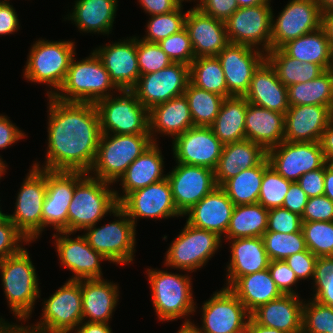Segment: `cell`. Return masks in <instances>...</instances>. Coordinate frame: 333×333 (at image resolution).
Listing matches in <instances>:
<instances>
[{"instance_id": "6da1fadb", "label": "cell", "mask_w": 333, "mask_h": 333, "mask_svg": "<svg viewBox=\"0 0 333 333\" xmlns=\"http://www.w3.org/2000/svg\"><path fill=\"white\" fill-rule=\"evenodd\" d=\"M47 98L46 158L43 165L37 161L33 165L49 171L89 173L102 134L95 103Z\"/></svg>"}, {"instance_id": "7a4b0ae2", "label": "cell", "mask_w": 333, "mask_h": 333, "mask_svg": "<svg viewBox=\"0 0 333 333\" xmlns=\"http://www.w3.org/2000/svg\"><path fill=\"white\" fill-rule=\"evenodd\" d=\"M31 255L25 246L16 254L0 261V277L8 308L19 321L28 322L32 317L36 300L41 299L39 278Z\"/></svg>"}, {"instance_id": "3957f363", "label": "cell", "mask_w": 333, "mask_h": 333, "mask_svg": "<svg viewBox=\"0 0 333 333\" xmlns=\"http://www.w3.org/2000/svg\"><path fill=\"white\" fill-rule=\"evenodd\" d=\"M167 270V268L165 271L150 267L146 270L155 315L158 321L164 323L185 317L183 323H191L190 315H195L194 312H197L198 307L193 297L190 272L185 271L183 275Z\"/></svg>"}, {"instance_id": "277c9868", "label": "cell", "mask_w": 333, "mask_h": 333, "mask_svg": "<svg viewBox=\"0 0 333 333\" xmlns=\"http://www.w3.org/2000/svg\"><path fill=\"white\" fill-rule=\"evenodd\" d=\"M24 65L23 76L27 82L45 84L47 96H53L62 86L73 57L76 43L70 40L52 41L38 39L33 42Z\"/></svg>"}, {"instance_id": "5b68a950", "label": "cell", "mask_w": 333, "mask_h": 333, "mask_svg": "<svg viewBox=\"0 0 333 333\" xmlns=\"http://www.w3.org/2000/svg\"><path fill=\"white\" fill-rule=\"evenodd\" d=\"M76 60L73 57L65 80L53 95L54 98L64 102L96 103L102 98L119 92L93 50L88 57Z\"/></svg>"}, {"instance_id": "8992f818", "label": "cell", "mask_w": 333, "mask_h": 333, "mask_svg": "<svg viewBox=\"0 0 333 333\" xmlns=\"http://www.w3.org/2000/svg\"><path fill=\"white\" fill-rule=\"evenodd\" d=\"M112 183L85 173L75 184L72 201L68 207V232L76 233L98 226L106 215L118 206Z\"/></svg>"}, {"instance_id": "52a82bcc", "label": "cell", "mask_w": 333, "mask_h": 333, "mask_svg": "<svg viewBox=\"0 0 333 333\" xmlns=\"http://www.w3.org/2000/svg\"><path fill=\"white\" fill-rule=\"evenodd\" d=\"M150 134L102 133L97 156L89 174L100 180L117 184V181L152 144Z\"/></svg>"}, {"instance_id": "ba28073f", "label": "cell", "mask_w": 333, "mask_h": 333, "mask_svg": "<svg viewBox=\"0 0 333 333\" xmlns=\"http://www.w3.org/2000/svg\"><path fill=\"white\" fill-rule=\"evenodd\" d=\"M67 280L42 300L40 321L32 325L21 322V333H71L83 321L80 280Z\"/></svg>"}, {"instance_id": "9c48e42d", "label": "cell", "mask_w": 333, "mask_h": 333, "mask_svg": "<svg viewBox=\"0 0 333 333\" xmlns=\"http://www.w3.org/2000/svg\"><path fill=\"white\" fill-rule=\"evenodd\" d=\"M111 214L115 218L105 225L86 228L83 235L89 245L110 263L129 265L135 259L136 226L118 205Z\"/></svg>"}, {"instance_id": "30bf717a", "label": "cell", "mask_w": 333, "mask_h": 333, "mask_svg": "<svg viewBox=\"0 0 333 333\" xmlns=\"http://www.w3.org/2000/svg\"><path fill=\"white\" fill-rule=\"evenodd\" d=\"M223 238L217 233L194 227L187 222L170 243L164 266L174 270L196 272L222 248ZM176 268V269H175Z\"/></svg>"}, {"instance_id": "8fae6325", "label": "cell", "mask_w": 333, "mask_h": 333, "mask_svg": "<svg viewBox=\"0 0 333 333\" xmlns=\"http://www.w3.org/2000/svg\"><path fill=\"white\" fill-rule=\"evenodd\" d=\"M118 93L95 103L99 113L101 132L149 134V110L139 102L131 90H119Z\"/></svg>"}, {"instance_id": "7c38bea8", "label": "cell", "mask_w": 333, "mask_h": 333, "mask_svg": "<svg viewBox=\"0 0 333 333\" xmlns=\"http://www.w3.org/2000/svg\"><path fill=\"white\" fill-rule=\"evenodd\" d=\"M45 194L46 170L32 164L16 194L14 212L6 214L29 242H35L42 235V206Z\"/></svg>"}, {"instance_id": "4fadbf2b", "label": "cell", "mask_w": 333, "mask_h": 333, "mask_svg": "<svg viewBox=\"0 0 333 333\" xmlns=\"http://www.w3.org/2000/svg\"><path fill=\"white\" fill-rule=\"evenodd\" d=\"M271 2L238 8L226 21L229 43L247 45L265 54L271 50Z\"/></svg>"}, {"instance_id": "5bb4252c", "label": "cell", "mask_w": 333, "mask_h": 333, "mask_svg": "<svg viewBox=\"0 0 333 333\" xmlns=\"http://www.w3.org/2000/svg\"><path fill=\"white\" fill-rule=\"evenodd\" d=\"M273 12L271 50L322 27V12L316 0H290L277 17Z\"/></svg>"}, {"instance_id": "9a60e30c", "label": "cell", "mask_w": 333, "mask_h": 333, "mask_svg": "<svg viewBox=\"0 0 333 333\" xmlns=\"http://www.w3.org/2000/svg\"><path fill=\"white\" fill-rule=\"evenodd\" d=\"M211 295L200 308L202 325L192 322L202 333H237L247 326L250 313L228 287Z\"/></svg>"}, {"instance_id": "2e32d148", "label": "cell", "mask_w": 333, "mask_h": 333, "mask_svg": "<svg viewBox=\"0 0 333 333\" xmlns=\"http://www.w3.org/2000/svg\"><path fill=\"white\" fill-rule=\"evenodd\" d=\"M190 82V66L172 63L157 72L140 75L131 91L148 110L183 95Z\"/></svg>"}, {"instance_id": "e0dca14e", "label": "cell", "mask_w": 333, "mask_h": 333, "mask_svg": "<svg viewBox=\"0 0 333 333\" xmlns=\"http://www.w3.org/2000/svg\"><path fill=\"white\" fill-rule=\"evenodd\" d=\"M270 166L291 182L305 173L322 168L326 163L320 142H288L267 151Z\"/></svg>"}, {"instance_id": "ac0fdd59", "label": "cell", "mask_w": 333, "mask_h": 333, "mask_svg": "<svg viewBox=\"0 0 333 333\" xmlns=\"http://www.w3.org/2000/svg\"><path fill=\"white\" fill-rule=\"evenodd\" d=\"M73 234L76 233L52 234L60 265L73 273L69 280L103 278L101 263L108 260L89 245L84 235L70 237Z\"/></svg>"}, {"instance_id": "d6986e66", "label": "cell", "mask_w": 333, "mask_h": 333, "mask_svg": "<svg viewBox=\"0 0 333 333\" xmlns=\"http://www.w3.org/2000/svg\"><path fill=\"white\" fill-rule=\"evenodd\" d=\"M137 227L140 218L168 219L183 217L177 210L167 178L129 193L118 204Z\"/></svg>"}, {"instance_id": "ffe728a7", "label": "cell", "mask_w": 333, "mask_h": 333, "mask_svg": "<svg viewBox=\"0 0 333 333\" xmlns=\"http://www.w3.org/2000/svg\"><path fill=\"white\" fill-rule=\"evenodd\" d=\"M84 172L46 170V194L42 206V232L47 227L54 232H68V207L75 184Z\"/></svg>"}, {"instance_id": "44dd1931", "label": "cell", "mask_w": 333, "mask_h": 333, "mask_svg": "<svg viewBox=\"0 0 333 333\" xmlns=\"http://www.w3.org/2000/svg\"><path fill=\"white\" fill-rule=\"evenodd\" d=\"M167 179L177 210L183 215L217 187L214 170L195 165L176 163Z\"/></svg>"}, {"instance_id": "7402d4cb", "label": "cell", "mask_w": 333, "mask_h": 333, "mask_svg": "<svg viewBox=\"0 0 333 333\" xmlns=\"http://www.w3.org/2000/svg\"><path fill=\"white\" fill-rule=\"evenodd\" d=\"M172 142L176 163L215 169L224 144L211 127L194 126L177 136Z\"/></svg>"}, {"instance_id": "603a6c76", "label": "cell", "mask_w": 333, "mask_h": 333, "mask_svg": "<svg viewBox=\"0 0 333 333\" xmlns=\"http://www.w3.org/2000/svg\"><path fill=\"white\" fill-rule=\"evenodd\" d=\"M217 58L224 72L228 97L245 96L253 73L266 59V54L247 45L229 43Z\"/></svg>"}, {"instance_id": "cb8c5ba5", "label": "cell", "mask_w": 333, "mask_h": 333, "mask_svg": "<svg viewBox=\"0 0 333 333\" xmlns=\"http://www.w3.org/2000/svg\"><path fill=\"white\" fill-rule=\"evenodd\" d=\"M110 43V44H109ZM93 49L119 90H131L140 77L137 36L109 42Z\"/></svg>"}, {"instance_id": "d4e9b609", "label": "cell", "mask_w": 333, "mask_h": 333, "mask_svg": "<svg viewBox=\"0 0 333 333\" xmlns=\"http://www.w3.org/2000/svg\"><path fill=\"white\" fill-rule=\"evenodd\" d=\"M185 29L195 58L217 56L229 44L225 22L204 14L196 6L187 10Z\"/></svg>"}, {"instance_id": "484cf974", "label": "cell", "mask_w": 333, "mask_h": 333, "mask_svg": "<svg viewBox=\"0 0 333 333\" xmlns=\"http://www.w3.org/2000/svg\"><path fill=\"white\" fill-rule=\"evenodd\" d=\"M332 120L333 111L328 106H289L285 113L284 140L319 142L323 131Z\"/></svg>"}, {"instance_id": "4316f807", "label": "cell", "mask_w": 333, "mask_h": 333, "mask_svg": "<svg viewBox=\"0 0 333 333\" xmlns=\"http://www.w3.org/2000/svg\"><path fill=\"white\" fill-rule=\"evenodd\" d=\"M235 205L221 186L215 187L186 213V222L194 227L217 233L222 238L229 227Z\"/></svg>"}, {"instance_id": "83f0119b", "label": "cell", "mask_w": 333, "mask_h": 333, "mask_svg": "<svg viewBox=\"0 0 333 333\" xmlns=\"http://www.w3.org/2000/svg\"><path fill=\"white\" fill-rule=\"evenodd\" d=\"M83 321L109 323L119 304V284L104 278L81 279Z\"/></svg>"}, {"instance_id": "f1b7e54d", "label": "cell", "mask_w": 333, "mask_h": 333, "mask_svg": "<svg viewBox=\"0 0 333 333\" xmlns=\"http://www.w3.org/2000/svg\"><path fill=\"white\" fill-rule=\"evenodd\" d=\"M229 241L230 259L226 267V285L230 287L239 277L267 269L270 259L262 237L223 239Z\"/></svg>"}, {"instance_id": "f546056e", "label": "cell", "mask_w": 333, "mask_h": 333, "mask_svg": "<svg viewBox=\"0 0 333 333\" xmlns=\"http://www.w3.org/2000/svg\"><path fill=\"white\" fill-rule=\"evenodd\" d=\"M159 144L154 142L146 149L132 164L126 172L117 181L120 182L122 193L115 190V197L118 204L131 192L147 187L151 184L162 181L167 178L164 174V156L162 155Z\"/></svg>"}, {"instance_id": "4dcf8cb0", "label": "cell", "mask_w": 333, "mask_h": 333, "mask_svg": "<svg viewBox=\"0 0 333 333\" xmlns=\"http://www.w3.org/2000/svg\"><path fill=\"white\" fill-rule=\"evenodd\" d=\"M244 97L249 103L271 111L285 114L289 109L287 87L279 80L266 59L254 71Z\"/></svg>"}, {"instance_id": "1f68e13d", "label": "cell", "mask_w": 333, "mask_h": 333, "mask_svg": "<svg viewBox=\"0 0 333 333\" xmlns=\"http://www.w3.org/2000/svg\"><path fill=\"white\" fill-rule=\"evenodd\" d=\"M192 127H194V123L184 94L149 110V134L153 142H158V134L160 137L168 135L173 141Z\"/></svg>"}, {"instance_id": "d6a6232c", "label": "cell", "mask_w": 333, "mask_h": 333, "mask_svg": "<svg viewBox=\"0 0 333 333\" xmlns=\"http://www.w3.org/2000/svg\"><path fill=\"white\" fill-rule=\"evenodd\" d=\"M304 300L300 296L282 295L259 306L250 316L265 327L286 333H302Z\"/></svg>"}, {"instance_id": "836d02e7", "label": "cell", "mask_w": 333, "mask_h": 333, "mask_svg": "<svg viewBox=\"0 0 333 333\" xmlns=\"http://www.w3.org/2000/svg\"><path fill=\"white\" fill-rule=\"evenodd\" d=\"M118 0H75L73 9L66 15L78 31L83 33L109 35L118 10Z\"/></svg>"}, {"instance_id": "e575fe53", "label": "cell", "mask_w": 333, "mask_h": 333, "mask_svg": "<svg viewBox=\"0 0 333 333\" xmlns=\"http://www.w3.org/2000/svg\"><path fill=\"white\" fill-rule=\"evenodd\" d=\"M267 157V151L248 139L224 145L222 154L214 169L217 186H222L241 170L259 165Z\"/></svg>"}, {"instance_id": "d590c367", "label": "cell", "mask_w": 333, "mask_h": 333, "mask_svg": "<svg viewBox=\"0 0 333 333\" xmlns=\"http://www.w3.org/2000/svg\"><path fill=\"white\" fill-rule=\"evenodd\" d=\"M285 114L271 111L248 102L245 117L246 139L266 151L284 141Z\"/></svg>"}, {"instance_id": "8d00e7d4", "label": "cell", "mask_w": 333, "mask_h": 333, "mask_svg": "<svg viewBox=\"0 0 333 333\" xmlns=\"http://www.w3.org/2000/svg\"><path fill=\"white\" fill-rule=\"evenodd\" d=\"M229 289L244 304L250 314L259 306L283 295L272 279L268 268L239 277Z\"/></svg>"}, {"instance_id": "74e56055", "label": "cell", "mask_w": 333, "mask_h": 333, "mask_svg": "<svg viewBox=\"0 0 333 333\" xmlns=\"http://www.w3.org/2000/svg\"><path fill=\"white\" fill-rule=\"evenodd\" d=\"M281 49L302 63H315L325 70L333 69V51L323 27L290 40Z\"/></svg>"}, {"instance_id": "f35d334b", "label": "cell", "mask_w": 333, "mask_h": 333, "mask_svg": "<svg viewBox=\"0 0 333 333\" xmlns=\"http://www.w3.org/2000/svg\"><path fill=\"white\" fill-rule=\"evenodd\" d=\"M247 105L248 101L244 96H230L223 99L219 113L210 127L224 145L246 139Z\"/></svg>"}, {"instance_id": "ab89813d", "label": "cell", "mask_w": 333, "mask_h": 333, "mask_svg": "<svg viewBox=\"0 0 333 333\" xmlns=\"http://www.w3.org/2000/svg\"><path fill=\"white\" fill-rule=\"evenodd\" d=\"M266 60L274 68L279 80L286 86L311 81L326 70L318 64L301 62L288 56L281 48L266 53Z\"/></svg>"}, {"instance_id": "60d3db41", "label": "cell", "mask_w": 333, "mask_h": 333, "mask_svg": "<svg viewBox=\"0 0 333 333\" xmlns=\"http://www.w3.org/2000/svg\"><path fill=\"white\" fill-rule=\"evenodd\" d=\"M289 106L323 105L333 111V69L311 81L287 87Z\"/></svg>"}, {"instance_id": "b9f144b4", "label": "cell", "mask_w": 333, "mask_h": 333, "mask_svg": "<svg viewBox=\"0 0 333 333\" xmlns=\"http://www.w3.org/2000/svg\"><path fill=\"white\" fill-rule=\"evenodd\" d=\"M268 210L261 204L234 207L224 239L262 237L267 230Z\"/></svg>"}, {"instance_id": "7bdbcfd3", "label": "cell", "mask_w": 333, "mask_h": 333, "mask_svg": "<svg viewBox=\"0 0 333 333\" xmlns=\"http://www.w3.org/2000/svg\"><path fill=\"white\" fill-rule=\"evenodd\" d=\"M269 165L266 157L259 165L241 170L221 186L235 206L258 203L264 170Z\"/></svg>"}, {"instance_id": "ee69618b", "label": "cell", "mask_w": 333, "mask_h": 333, "mask_svg": "<svg viewBox=\"0 0 333 333\" xmlns=\"http://www.w3.org/2000/svg\"><path fill=\"white\" fill-rule=\"evenodd\" d=\"M190 82L200 89L228 97L224 72L217 56L195 58L190 64Z\"/></svg>"}, {"instance_id": "f6af8a7d", "label": "cell", "mask_w": 333, "mask_h": 333, "mask_svg": "<svg viewBox=\"0 0 333 333\" xmlns=\"http://www.w3.org/2000/svg\"><path fill=\"white\" fill-rule=\"evenodd\" d=\"M194 126L210 127L217 117L223 96L200 89L191 82L184 92Z\"/></svg>"}, {"instance_id": "bcb514c9", "label": "cell", "mask_w": 333, "mask_h": 333, "mask_svg": "<svg viewBox=\"0 0 333 333\" xmlns=\"http://www.w3.org/2000/svg\"><path fill=\"white\" fill-rule=\"evenodd\" d=\"M183 3L174 11L166 14L150 16L146 26L145 35L141 40L158 43L172 34H176L185 28L187 12L183 11ZM184 12V13H183Z\"/></svg>"}, {"instance_id": "7dc6e473", "label": "cell", "mask_w": 333, "mask_h": 333, "mask_svg": "<svg viewBox=\"0 0 333 333\" xmlns=\"http://www.w3.org/2000/svg\"><path fill=\"white\" fill-rule=\"evenodd\" d=\"M262 239L270 261L285 260L307 249L302 231L287 234L265 231Z\"/></svg>"}, {"instance_id": "c3c4849f", "label": "cell", "mask_w": 333, "mask_h": 333, "mask_svg": "<svg viewBox=\"0 0 333 333\" xmlns=\"http://www.w3.org/2000/svg\"><path fill=\"white\" fill-rule=\"evenodd\" d=\"M306 247L317 257L333 256V221L302 222Z\"/></svg>"}, {"instance_id": "681fc988", "label": "cell", "mask_w": 333, "mask_h": 333, "mask_svg": "<svg viewBox=\"0 0 333 333\" xmlns=\"http://www.w3.org/2000/svg\"><path fill=\"white\" fill-rule=\"evenodd\" d=\"M291 183L269 165L264 170L258 203L267 210L282 207Z\"/></svg>"}, {"instance_id": "f907efd6", "label": "cell", "mask_w": 333, "mask_h": 333, "mask_svg": "<svg viewBox=\"0 0 333 333\" xmlns=\"http://www.w3.org/2000/svg\"><path fill=\"white\" fill-rule=\"evenodd\" d=\"M308 299L303 304L302 333L333 332V307Z\"/></svg>"}, {"instance_id": "816d5d0a", "label": "cell", "mask_w": 333, "mask_h": 333, "mask_svg": "<svg viewBox=\"0 0 333 333\" xmlns=\"http://www.w3.org/2000/svg\"><path fill=\"white\" fill-rule=\"evenodd\" d=\"M312 299L333 307V256L318 257L315 263Z\"/></svg>"}, {"instance_id": "f5cc1de1", "label": "cell", "mask_w": 333, "mask_h": 333, "mask_svg": "<svg viewBox=\"0 0 333 333\" xmlns=\"http://www.w3.org/2000/svg\"><path fill=\"white\" fill-rule=\"evenodd\" d=\"M137 61L140 75L157 72L173 62L158 43H150L137 36Z\"/></svg>"}, {"instance_id": "db71d44e", "label": "cell", "mask_w": 333, "mask_h": 333, "mask_svg": "<svg viewBox=\"0 0 333 333\" xmlns=\"http://www.w3.org/2000/svg\"><path fill=\"white\" fill-rule=\"evenodd\" d=\"M160 48L169 56L173 63L189 65L195 59V54L187 30L184 28L158 42Z\"/></svg>"}, {"instance_id": "11a10c76", "label": "cell", "mask_w": 333, "mask_h": 333, "mask_svg": "<svg viewBox=\"0 0 333 333\" xmlns=\"http://www.w3.org/2000/svg\"><path fill=\"white\" fill-rule=\"evenodd\" d=\"M29 240L16 228L7 216L0 219V261L18 253Z\"/></svg>"}, {"instance_id": "9f6ffc18", "label": "cell", "mask_w": 333, "mask_h": 333, "mask_svg": "<svg viewBox=\"0 0 333 333\" xmlns=\"http://www.w3.org/2000/svg\"><path fill=\"white\" fill-rule=\"evenodd\" d=\"M279 233L302 231V218L297 213L278 207L268 210L267 230Z\"/></svg>"}, {"instance_id": "6f0895ef", "label": "cell", "mask_w": 333, "mask_h": 333, "mask_svg": "<svg viewBox=\"0 0 333 333\" xmlns=\"http://www.w3.org/2000/svg\"><path fill=\"white\" fill-rule=\"evenodd\" d=\"M268 270L278 289L283 295H298L297 283H300L294 271L284 260L270 261ZM295 290H294V288Z\"/></svg>"}, {"instance_id": "680465c9", "label": "cell", "mask_w": 333, "mask_h": 333, "mask_svg": "<svg viewBox=\"0 0 333 333\" xmlns=\"http://www.w3.org/2000/svg\"><path fill=\"white\" fill-rule=\"evenodd\" d=\"M301 218L302 222L333 221V201L325 195L308 198Z\"/></svg>"}, {"instance_id": "91938a15", "label": "cell", "mask_w": 333, "mask_h": 333, "mask_svg": "<svg viewBox=\"0 0 333 333\" xmlns=\"http://www.w3.org/2000/svg\"><path fill=\"white\" fill-rule=\"evenodd\" d=\"M317 258L310 250L306 249L300 253L290 255L284 261L294 271L298 280L302 282L306 279L313 280Z\"/></svg>"}, {"instance_id": "94428289", "label": "cell", "mask_w": 333, "mask_h": 333, "mask_svg": "<svg viewBox=\"0 0 333 333\" xmlns=\"http://www.w3.org/2000/svg\"><path fill=\"white\" fill-rule=\"evenodd\" d=\"M196 3L204 14L224 22L239 8L236 0H198Z\"/></svg>"}, {"instance_id": "6125c7cd", "label": "cell", "mask_w": 333, "mask_h": 333, "mask_svg": "<svg viewBox=\"0 0 333 333\" xmlns=\"http://www.w3.org/2000/svg\"><path fill=\"white\" fill-rule=\"evenodd\" d=\"M7 115L0 114V150L12 146L17 141L24 139L27 134L23 130H20L15 123L9 119ZM0 162L8 168L6 161H3L0 156Z\"/></svg>"}, {"instance_id": "be15d7a7", "label": "cell", "mask_w": 333, "mask_h": 333, "mask_svg": "<svg viewBox=\"0 0 333 333\" xmlns=\"http://www.w3.org/2000/svg\"><path fill=\"white\" fill-rule=\"evenodd\" d=\"M325 165L314 171L303 174L297 183L308 198L324 195Z\"/></svg>"}, {"instance_id": "e7e4bbea", "label": "cell", "mask_w": 333, "mask_h": 333, "mask_svg": "<svg viewBox=\"0 0 333 333\" xmlns=\"http://www.w3.org/2000/svg\"><path fill=\"white\" fill-rule=\"evenodd\" d=\"M18 18L10 2L0 1V36L17 33L21 26Z\"/></svg>"}, {"instance_id": "03108f58", "label": "cell", "mask_w": 333, "mask_h": 333, "mask_svg": "<svg viewBox=\"0 0 333 333\" xmlns=\"http://www.w3.org/2000/svg\"><path fill=\"white\" fill-rule=\"evenodd\" d=\"M308 196L297 182H292L283 201V208L302 216Z\"/></svg>"}, {"instance_id": "003e7915", "label": "cell", "mask_w": 333, "mask_h": 333, "mask_svg": "<svg viewBox=\"0 0 333 333\" xmlns=\"http://www.w3.org/2000/svg\"><path fill=\"white\" fill-rule=\"evenodd\" d=\"M138 2L149 16L170 13L183 3L180 0H138Z\"/></svg>"}, {"instance_id": "a7ac6f4b", "label": "cell", "mask_w": 333, "mask_h": 333, "mask_svg": "<svg viewBox=\"0 0 333 333\" xmlns=\"http://www.w3.org/2000/svg\"><path fill=\"white\" fill-rule=\"evenodd\" d=\"M319 142L327 163H333V120L323 131Z\"/></svg>"}, {"instance_id": "89a4df30", "label": "cell", "mask_w": 333, "mask_h": 333, "mask_svg": "<svg viewBox=\"0 0 333 333\" xmlns=\"http://www.w3.org/2000/svg\"><path fill=\"white\" fill-rule=\"evenodd\" d=\"M110 323L82 321L73 333H113Z\"/></svg>"}, {"instance_id": "2644e50d", "label": "cell", "mask_w": 333, "mask_h": 333, "mask_svg": "<svg viewBox=\"0 0 333 333\" xmlns=\"http://www.w3.org/2000/svg\"><path fill=\"white\" fill-rule=\"evenodd\" d=\"M324 195L333 201V163L325 164Z\"/></svg>"}, {"instance_id": "8c879c8a", "label": "cell", "mask_w": 333, "mask_h": 333, "mask_svg": "<svg viewBox=\"0 0 333 333\" xmlns=\"http://www.w3.org/2000/svg\"><path fill=\"white\" fill-rule=\"evenodd\" d=\"M322 27L324 28L333 51V12L322 14Z\"/></svg>"}, {"instance_id": "753ad0ef", "label": "cell", "mask_w": 333, "mask_h": 333, "mask_svg": "<svg viewBox=\"0 0 333 333\" xmlns=\"http://www.w3.org/2000/svg\"><path fill=\"white\" fill-rule=\"evenodd\" d=\"M247 326L251 329L252 333H286L275 328L262 326L258 324L251 316L248 320Z\"/></svg>"}, {"instance_id": "34e18365", "label": "cell", "mask_w": 333, "mask_h": 333, "mask_svg": "<svg viewBox=\"0 0 333 333\" xmlns=\"http://www.w3.org/2000/svg\"><path fill=\"white\" fill-rule=\"evenodd\" d=\"M239 8L241 7H253L266 2H272L271 0H236Z\"/></svg>"}, {"instance_id": "11e5206c", "label": "cell", "mask_w": 333, "mask_h": 333, "mask_svg": "<svg viewBox=\"0 0 333 333\" xmlns=\"http://www.w3.org/2000/svg\"><path fill=\"white\" fill-rule=\"evenodd\" d=\"M320 6L322 14L333 12V0H316Z\"/></svg>"}, {"instance_id": "2a66077c", "label": "cell", "mask_w": 333, "mask_h": 333, "mask_svg": "<svg viewBox=\"0 0 333 333\" xmlns=\"http://www.w3.org/2000/svg\"><path fill=\"white\" fill-rule=\"evenodd\" d=\"M176 333H202L192 322L183 323Z\"/></svg>"}, {"instance_id": "b9fcfbb0", "label": "cell", "mask_w": 333, "mask_h": 333, "mask_svg": "<svg viewBox=\"0 0 333 333\" xmlns=\"http://www.w3.org/2000/svg\"><path fill=\"white\" fill-rule=\"evenodd\" d=\"M0 329L1 330H17V324L9 321H5V319L0 317Z\"/></svg>"}, {"instance_id": "09005b40", "label": "cell", "mask_w": 333, "mask_h": 333, "mask_svg": "<svg viewBox=\"0 0 333 333\" xmlns=\"http://www.w3.org/2000/svg\"><path fill=\"white\" fill-rule=\"evenodd\" d=\"M0 333H21L19 330H1Z\"/></svg>"}, {"instance_id": "979ff035", "label": "cell", "mask_w": 333, "mask_h": 333, "mask_svg": "<svg viewBox=\"0 0 333 333\" xmlns=\"http://www.w3.org/2000/svg\"><path fill=\"white\" fill-rule=\"evenodd\" d=\"M7 168L0 162V174H6Z\"/></svg>"}, {"instance_id": "deb4b68c", "label": "cell", "mask_w": 333, "mask_h": 333, "mask_svg": "<svg viewBox=\"0 0 333 333\" xmlns=\"http://www.w3.org/2000/svg\"><path fill=\"white\" fill-rule=\"evenodd\" d=\"M3 175L5 174H0V180L2 179L1 177H3ZM1 201V200H0ZM7 213H3L1 206H0V219L4 218L6 216Z\"/></svg>"}, {"instance_id": "67dfc351", "label": "cell", "mask_w": 333, "mask_h": 333, "mask_svg": "<svg viewBox=\"0 0 333 333\" xmlns=\"http://www.w3.org/2000/svg\"><path fill=\"white\" fill-rule=\"evenodd\" d=\"M237 333H252V331L248 326H246L243 330H241Z\"/></svg>"}, {"instance_id": "b62a3aed", "label": "cell", "mask_w": 333, "mask_h": 333, "mask_svg": "<svg viewBox=\"0 0 333 333\" xmlns=\"http://www.w3.org/2000/svg\"><path fill=\"white\" fill-rule=\"evenodd\" d=\"M181 2H191L192 0H180Z\"/></svg>"}]
</instances>
